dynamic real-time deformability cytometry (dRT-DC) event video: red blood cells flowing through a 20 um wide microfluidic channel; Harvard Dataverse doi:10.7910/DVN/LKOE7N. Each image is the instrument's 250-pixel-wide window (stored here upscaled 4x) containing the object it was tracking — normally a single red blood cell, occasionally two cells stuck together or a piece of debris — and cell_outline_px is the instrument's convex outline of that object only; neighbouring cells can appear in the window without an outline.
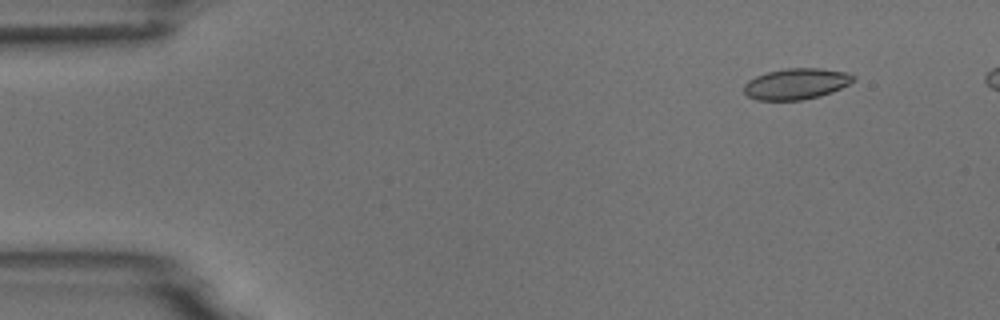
{"species": "common noctule bat (a hibernating species)", "species_latin": "Nyctalus noctula", "temperature_condition": "room temperature", "stored_images_in_passage": 5, "camera_frame_rate_fps": 3000, "um_per_image_px": 0.085, "animal": {"sex": "male", "body_mass_g": 18.8}, "frame": {"image": 1, "passage_image": 1, "time_ms": 0.0, "image_size_px": [1000, 320], "cell_outline_px": [[856, 80], [832, 92], [820, 96], [800, 100], [756, 100], [748, 96], [744, 92], [744, 84], [748, 80], [756, 76], [768, 72], [784, 68], [820, 68], [848, 72], [856, 76]], "centroid_in_image_um": [67.69, 7.12], "position_along_channel_um": 17.3, "area_um2": 19.88}}